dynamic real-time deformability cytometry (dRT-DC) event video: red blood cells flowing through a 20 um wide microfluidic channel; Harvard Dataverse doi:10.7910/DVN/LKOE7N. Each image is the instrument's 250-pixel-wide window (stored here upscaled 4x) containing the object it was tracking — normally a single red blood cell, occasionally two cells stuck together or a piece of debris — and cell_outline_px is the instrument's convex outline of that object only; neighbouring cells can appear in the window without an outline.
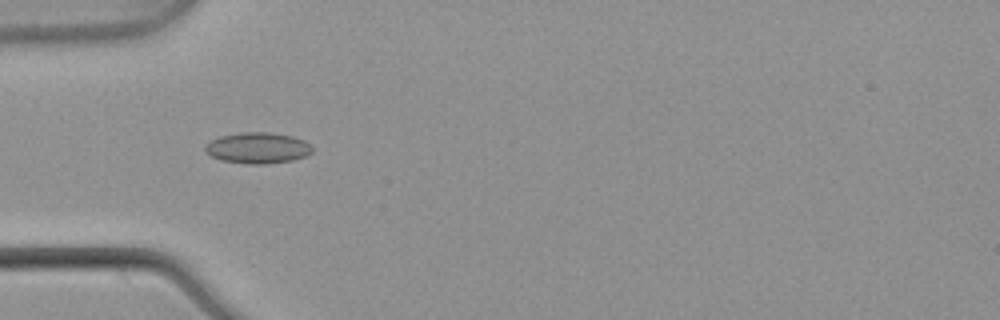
{"species": "common noctule bat (a hibernating species)", "species_latin": "Nyctalus noctula", "temperature_condition": "warm", "stored_images_in_passage": 5, "camera_frame_rate_fps": 3000, "um_per_image_px": 0.085, "animal": {"sex": "male", "body_mass_g": 21.5, "forearm_length_mm": 52.0}, "frame": {"image": 1, "passage_image": 5, "time_ms": 1.333, "image_size_px": [1000, 320], "cell_outline_px": [[312, 152], [304, 156], [292, 160], [264, 164], [248, 164], [220, 160], [204, 152], [204, 148], [212, 140], [220, 136], [240, 132], [268, 132], [292, 136], [304, 140], [312, 148]], "centroid_in_image_um": [21.88, 12.57], "position_along_channel_um": 63.1, "area_um2": 19.25}}